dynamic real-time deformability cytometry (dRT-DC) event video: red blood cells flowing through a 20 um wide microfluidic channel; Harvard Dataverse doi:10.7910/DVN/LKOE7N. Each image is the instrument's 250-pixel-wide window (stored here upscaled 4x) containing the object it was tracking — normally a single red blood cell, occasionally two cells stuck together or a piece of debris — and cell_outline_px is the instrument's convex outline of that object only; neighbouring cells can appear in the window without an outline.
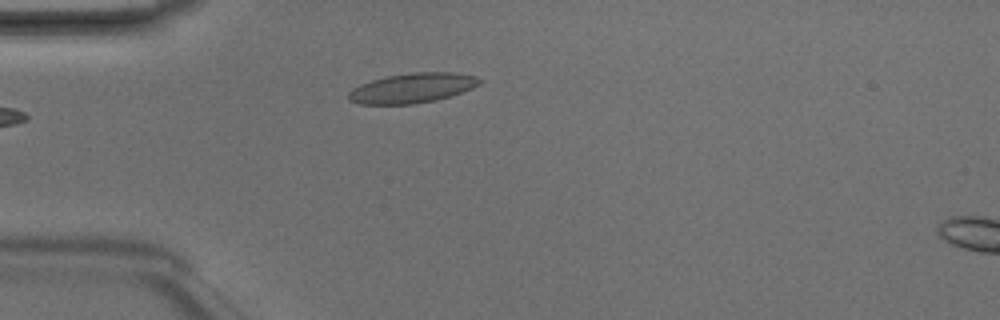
{"species": "Egyptian fruit bat (a non-hibernating species)", "species_latin": "Rousettus aegyptiacus", "temperature_condition": "room temperature", "stored_images_in_passage": 4, "camera_frame_rate_fps": 3000, "um_per_image_px": 0.085, "animal": {"sex": "male"}, "frame": {"image": 1, "passage_image": 3, "time_ms": 0.667, "image_size_px": [1000, 320], "cell_outline_px": [[484, 80], [480, 84], [472, 88], [436, 100], [412, 104], [360, 104], [348, 100], [348, 92], [352, 88], [360, 84], [372, 80], [388, 76], [412, 72], [452, 72], [476, 76]], "centroid_in_image_um": [35.03, 7.48], "position_along_channel_um": 50.0, "area_um2": 22.72}}